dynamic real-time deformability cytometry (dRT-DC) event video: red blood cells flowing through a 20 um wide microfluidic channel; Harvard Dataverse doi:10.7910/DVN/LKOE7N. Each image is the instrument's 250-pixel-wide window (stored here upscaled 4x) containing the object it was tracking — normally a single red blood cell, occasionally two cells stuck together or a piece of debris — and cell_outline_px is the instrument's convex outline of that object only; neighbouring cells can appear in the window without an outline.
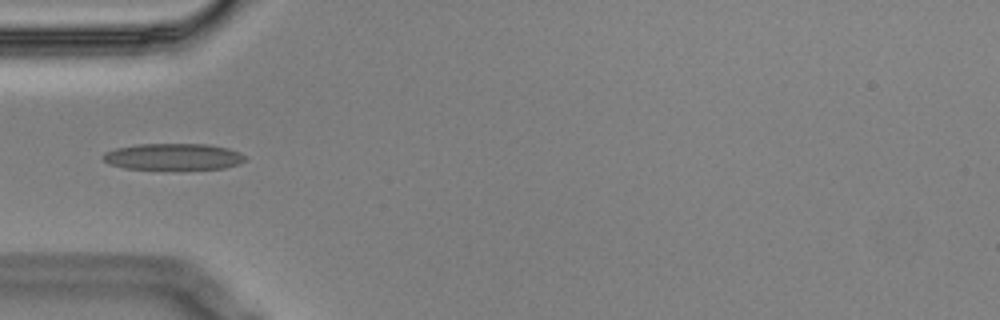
{"species": "Egyptian fruit bat (a non-hibernating species)", "species_latin": "Rousettus aegyptiacus", "temperature_condition": "cold", "stored_images_in_passage": 6, "camera_frame_rate_fps": 3000, "um_per_image_px": 0.085, "animal": {"sex": "male"}, "frame": {"image": 1, "passage_image": 2, "time_ms": 0.333, "image_size_px": [1000, 320], "cell_outline_px": [[244, 160], [236, 164], [224, 168], [124, 168], [108, 164], [100, 156], [104, 152], [116, 148], [136, 144], [208, 144], [228, 148], [244, 156]], "centroid_in_image_um": [14.63, 13.3], "position_along_channel_um": 70.4, "area_um2": 21.44}}
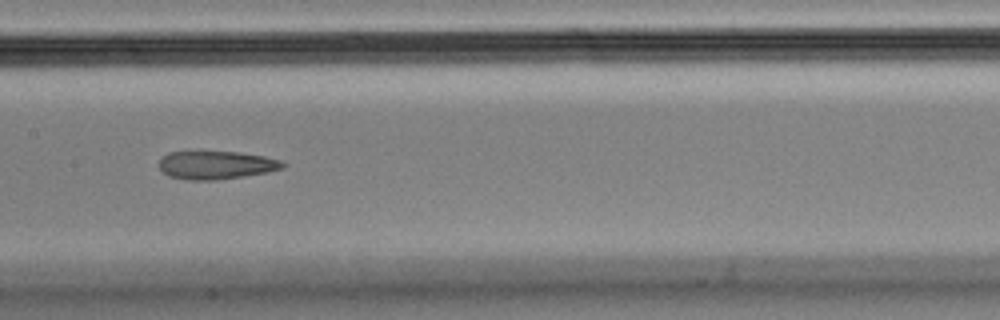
{"frame": {"image": 2, "passage_image": 5, "time_ms": 1.333, "image_size_px": [1000, 320], "cell_outline_px": [[288, 164], [284, 168], [268, 172], [216, 180], [188, 180], [168, 176], [160, 168], [160, 160], [168, 152], [240, 152], [264, 156], [284, 160]], "centroid_in_image_um": [18.44, 14.03], "position_along_channel_um": 189.0, "area_um2": 20.35}}
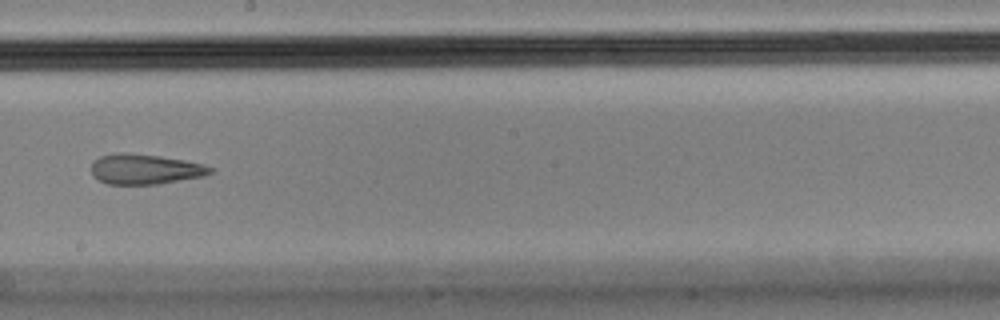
{"frame": {"image": 3, "passage_image": 6, "time_ms": 1.667, "image_size_px": [1000, 320], "cell_outline_px": [[212, 172], [204, 176], [156, 184], [108, 184], [92, 176], [92, 160], [100, 156], [120, 152], [128, 152], [160, 156], [184, 160], [200, 164], [212, 168]], "centroid_in_image_um": [12.27, 14.37], "position_along_channel_um": 235.9, "area_um2": 20.81}}